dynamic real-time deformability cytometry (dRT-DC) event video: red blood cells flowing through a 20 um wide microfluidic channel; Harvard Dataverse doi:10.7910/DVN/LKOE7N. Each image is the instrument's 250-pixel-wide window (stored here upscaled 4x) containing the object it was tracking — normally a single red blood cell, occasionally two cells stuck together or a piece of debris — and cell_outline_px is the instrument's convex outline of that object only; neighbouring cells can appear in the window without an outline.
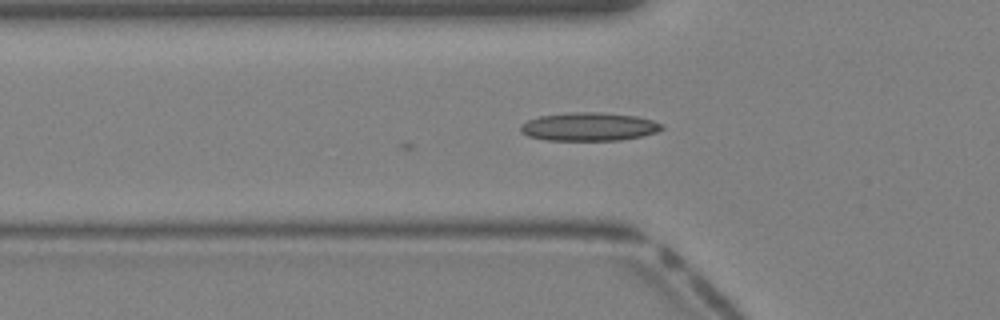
{"species": "Egyptian fruit bat (a non-hibernating species)", "species_latin": "Rousettus aegyptiacus", "temperature_condition": "warm", "stored_images_in_passage": 29, "camera_frame_rate_fps": 3000, "um_per_image_px": 0.085, "animal": {"sex": "female"}, "frame": {"image": 1, "passage_image": 2, "time_ms": 0.333, "image_size_px": [1000, 320], "cell_outline_px": [[664, 128], [656, 132], [640, 136], [620, 140], [548, 140], [528, 136], [520, 132], [520, 128], [528, 120], [540, 116], [572, 112], [600, 112], [636, 116], [652, 120], [664, 124]], "centroid_in_image_um": [50.08, 10.76], "position_along_channel_um": 75.7, "area_um2": 23.18}}
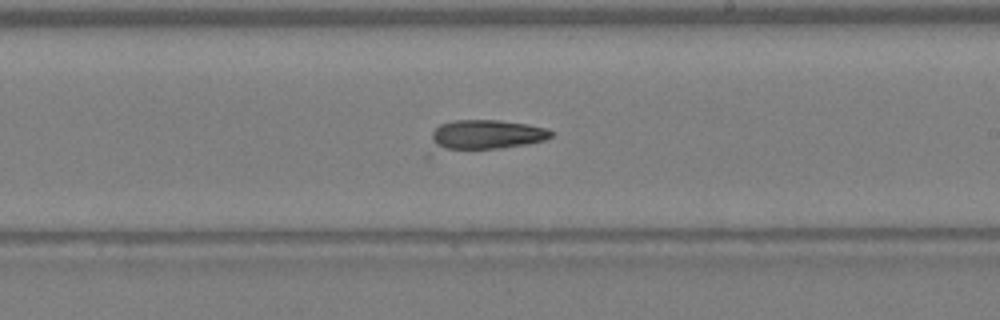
{"frame": {"image": 2, "passage_image": 12, "time_ms": 3.667, "image_size_px": [1000, 320], "cell_outline_px": [[552, 136], [544, 140], [528, 144], [428, 160], [424, 156], [432, 132], [440, 124], [452, 120], [500, 120], [528, 124], [548, 128], [552, 132]], "centroid_in_image_um": [40.88, 11.64], "position_along_channel_um": 248.1, "area_um2": 24.22}}
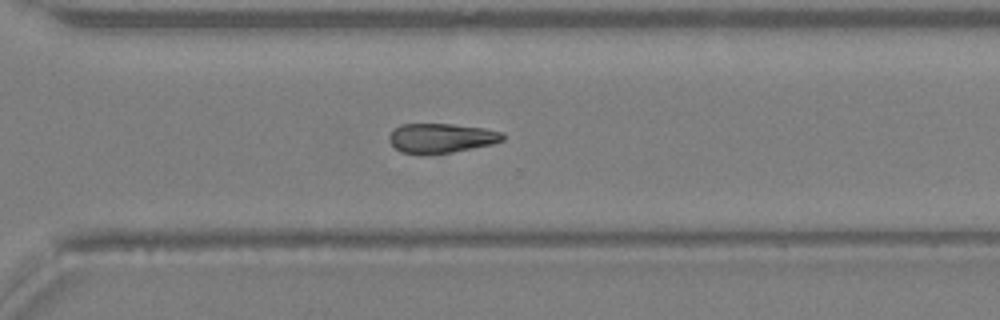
{"frame": {"image": 3, "passage_image": 17, "time_ms": 5.333, "image_size_px": [1000, 320], "cell_outline_px": [[504, 140], [492, 144], [452, 152], [404, 152], [396, 148], [392, 144], [388, 136], [392, 128], [400, 124], [452, 124], [484, 128], [504, 132]], "centroid_in_image_um": [37.53, 11.69], "position_along_channel_um": 333.1, "area_um2": 19.13}}